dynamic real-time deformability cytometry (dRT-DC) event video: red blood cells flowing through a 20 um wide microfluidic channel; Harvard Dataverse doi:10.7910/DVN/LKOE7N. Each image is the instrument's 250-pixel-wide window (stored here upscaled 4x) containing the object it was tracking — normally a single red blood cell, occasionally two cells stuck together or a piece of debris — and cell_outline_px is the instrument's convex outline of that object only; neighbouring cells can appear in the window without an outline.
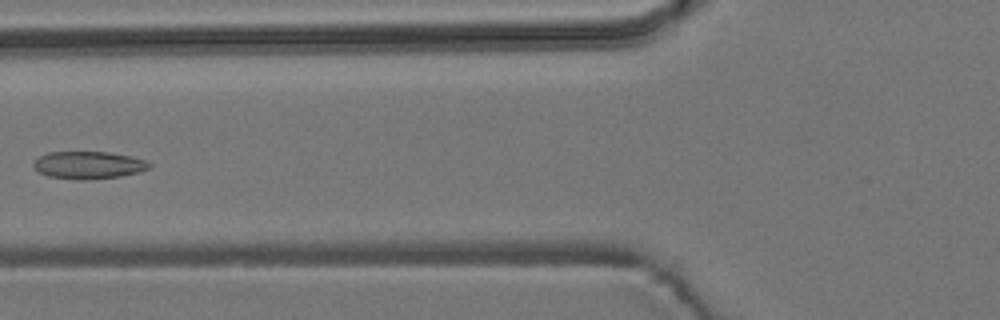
{"species": "common noctule bat (a hibernating species)", "species_latin": "Nyctalus noctula", "temperature_condition": "room temperature", "stored_images_in_passage": 7, "camera_frame_rate_fps": 3000, "um_per_image_px": 0.085, "animal": {"sex": "male", "body_mass_g": 19.2, "forearm_length_mm": 51.8}, "frame": {"image": 1, "passage_image": 6, "time_ms": 6.0, "image_size_px": [1000, 320], "cell_outline_px": [[152, 164], [148, 168], [140, 172], [120, 176], [84, 180], [76, 180], [48, 176], [40, 172], [32, 164], [40, 156], [48, 152], [108, 152], [132, 156], [148, 160]], "centroid_in_image_um": [7.56, 14.03], "position_along_channel_um": 118.2, "area_um2": 18.55}}
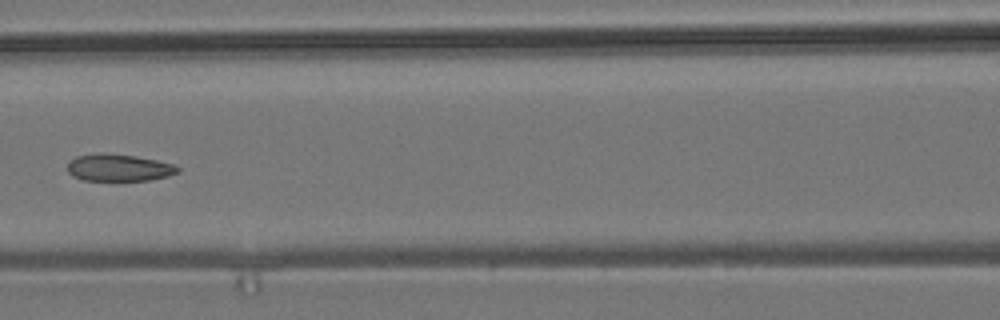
{"frame": {"image": 2, "passage_image": 7, "time_ms": 7.0, "image_size_px": [1000, 320], "cell_outline_px": [[180, 172], [168, 176], [148, 180], [84, 180], [72, 176], [68, 172], [68, 160], [76, 156], [104, 152], [136, 156], [156, 160], [172, 164], [180, 168]], "centroid_in_image_um": [10.08, 14.24], "position_along_channel_um": 156.5, "area_um2": 17.46}}